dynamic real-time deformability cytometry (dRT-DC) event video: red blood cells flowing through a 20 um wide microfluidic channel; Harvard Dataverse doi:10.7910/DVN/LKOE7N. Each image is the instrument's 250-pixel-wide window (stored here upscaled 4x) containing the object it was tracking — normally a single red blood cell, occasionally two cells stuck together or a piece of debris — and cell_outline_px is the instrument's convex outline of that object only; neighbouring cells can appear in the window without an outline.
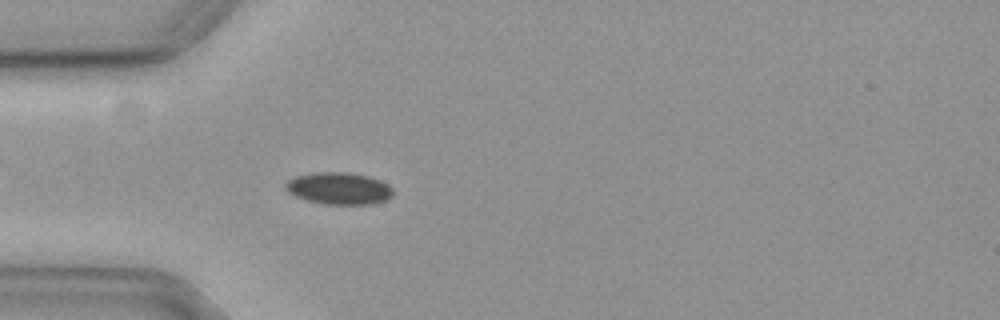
{"species": "common noctule bat (a hibernating species)", "species_latin": "Nyctalus noctula", "temperature_condition": "cold", "stored_images_in_passage": 50, "camera_frame_rate_fps": 3000, "um_per_image_px": 0.085, "animal": {"sex": "female", "body_mass_g": 19.3, "forearm_length_mm": 54.1}, "frame": {"image": 1, "passage_image": 10, "time_ms": 3.0, "image_size_px": [1000, 320], "cell_outline_px": [[392, 196], [384, 200], [372, 204], [324, 204], [308, 200], [296, 196], [288, 192], [284, 188], [284, 184], [288, 180], [296, 176], [312, 172], [348, 172], [368, 176], [380, 180], [388, 184], [392, 188]], "centroid_in_image_um": [28.79, 16.0], "position_along_channel_um": 56.2, "area_um2": 20.06}}
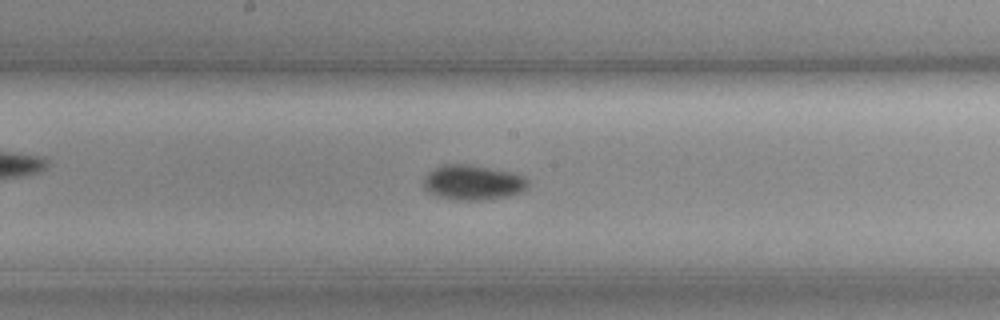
{"frame": {"image": 2, "passage_image": 23, "time_ms": 7.333, "image_size_px": [1000, 320], "cell_outline_px": [[528, 188], [520, 192], [508, 196], [480, 200], [456, 200], [436, 196], [428, 192], [424, 188], [424, 180], [428, 172], [444, 164], [468, 164], [508, 172], [524, 176], [528, 180]], "centroid_in_image_um": [40.18, 15.52], "position_along_channel_um": 208.0, "area_um2": 21.1}}
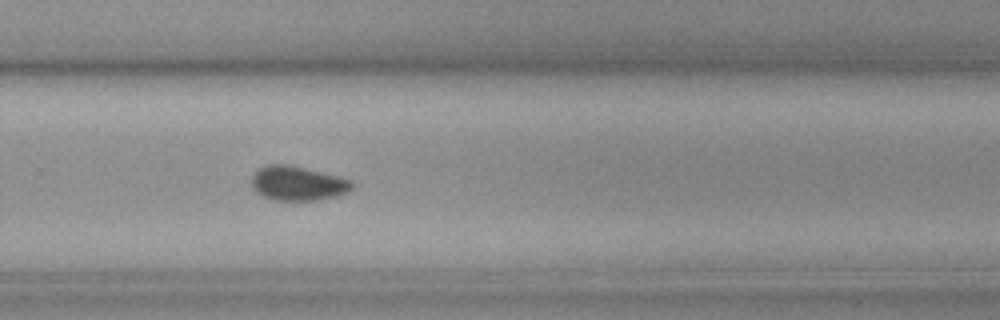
{"frame": {"image": 3, "passage_image": 31, "time_ms": 10.0, "image_size_px": [1000, 320], "cell_outline_px": [[352, 188], [348, 192], [336, 196], [320, 200], [272, 200], [256, 192], [252, 188], [252, 176], [260, 168], [268, 164], [288, 164], [352, 180]], "centroid_in_image_um": [25.29, 15.59], "position_along_channel_um": 304.5, "area_um2": 19.94}, "authors_computed_cell_mechanics": {"area_um2": 19.7098, "velocity_mm_per_s": 3.6385, "shape_relaxation_time_tau1_ms": 6.3306, "shape_relaxation_time_tau2_ms": null, "deformation_change_tau1": 0.0671, "deformation_change_tau2": null}}